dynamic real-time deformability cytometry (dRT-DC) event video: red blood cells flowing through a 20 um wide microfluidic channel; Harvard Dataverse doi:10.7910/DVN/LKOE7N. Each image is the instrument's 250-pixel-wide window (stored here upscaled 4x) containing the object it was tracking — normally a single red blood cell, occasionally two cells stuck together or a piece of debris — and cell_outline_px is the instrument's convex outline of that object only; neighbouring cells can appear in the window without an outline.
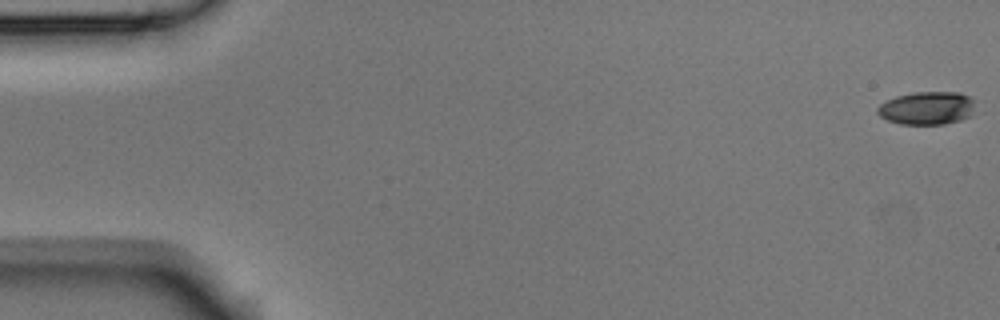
{"species": "Egyptian fruit bat (a non-hibernating species)", "species_latin": "Rousettus aegyptiacus", "temperature_condition": "room temperature", "stored_images_in_passage": 4, "camera_frame_rate_fps": 3000, "um_per_image_px": 0.085, "animal": {"sex": "male"}, "frame": {"image": 1, "passage_image": 1, "time_ms": 0.0, "image_size_px": [1000, 320], "cell_outline_px": [[972, 116], [960, 120], [944, 124], [900, 124], [888, 120], [880, 116], [876, 112], [876, 108], [880, 104], [896, 96], [912, 92], [960, 92], [968, 96], [972, 100]], "centroid_in_image_um": [78.76, 9.19], "position_along_channel_um": 6.2, "area_um2": 18.79}}
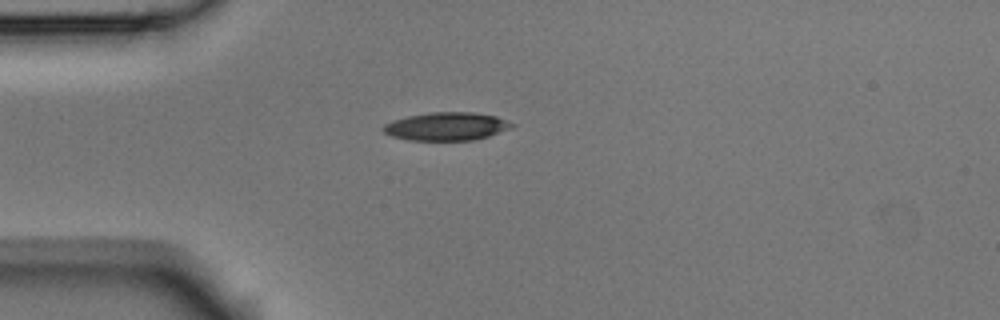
{"frame": {"image": 2, "passage_image": 4, "time_ms": 1.0, "image_size_px": [1000, 320], "cell_outline_px": [[516, 124], [512, 128], [488, 136], [472, 140], [408, 140], [392, 136], [384, 132], [380, 128], [384, 124], [392, 120], [408, 116], [428, 112], [472, 112], [496, 116], [508, 120]], "centroid_in_image_um": [37.95, 10.73], "position_along_channel_um": 47.0, "area_um2": 21.21}}